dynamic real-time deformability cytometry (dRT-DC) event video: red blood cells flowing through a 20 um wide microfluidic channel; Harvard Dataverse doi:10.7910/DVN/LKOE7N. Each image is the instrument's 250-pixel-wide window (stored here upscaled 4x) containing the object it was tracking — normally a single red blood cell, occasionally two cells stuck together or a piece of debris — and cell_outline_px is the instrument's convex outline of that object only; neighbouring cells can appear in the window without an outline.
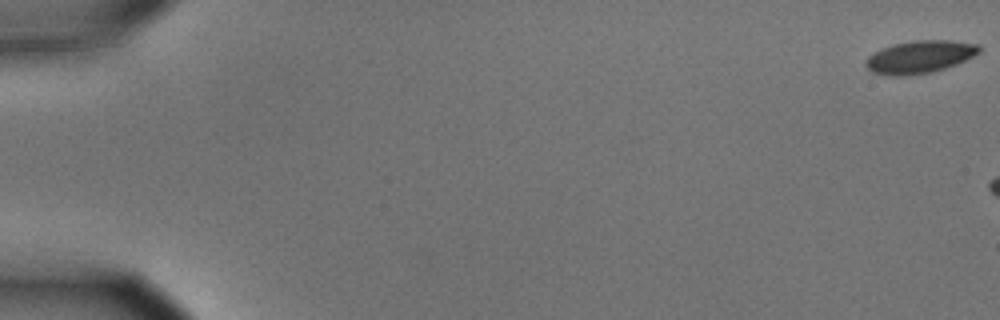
{"species": "common noctule bat (a hibernating species)", "species_latin": "Nyctalus noctula", "temperature_condition": "cold", "stored_images_in_passage": 3, "camera_frame_rate_fps": 3000, "um_per_image_px": 0.085, "animal": {"sex": "male", "body_mass_g": 15.6}, "frame": {"image": 1, "passage_image": 1, "time_ms": 0.0, "image_size_px": [1000, 320], "cell_outline_px": [[980, 52], [956, 64], [932, 72], [904, 76], [892, 76], [872, 72], [864, 64], [864, 60], [868, 56], [880, 48], [892, 44], [916, 40], [952, 40], [980, 44]], "centroid_in_image_um": [78.15, 4.83], "position_along_channel_um": 6.9, "area_um2": 21.68}}